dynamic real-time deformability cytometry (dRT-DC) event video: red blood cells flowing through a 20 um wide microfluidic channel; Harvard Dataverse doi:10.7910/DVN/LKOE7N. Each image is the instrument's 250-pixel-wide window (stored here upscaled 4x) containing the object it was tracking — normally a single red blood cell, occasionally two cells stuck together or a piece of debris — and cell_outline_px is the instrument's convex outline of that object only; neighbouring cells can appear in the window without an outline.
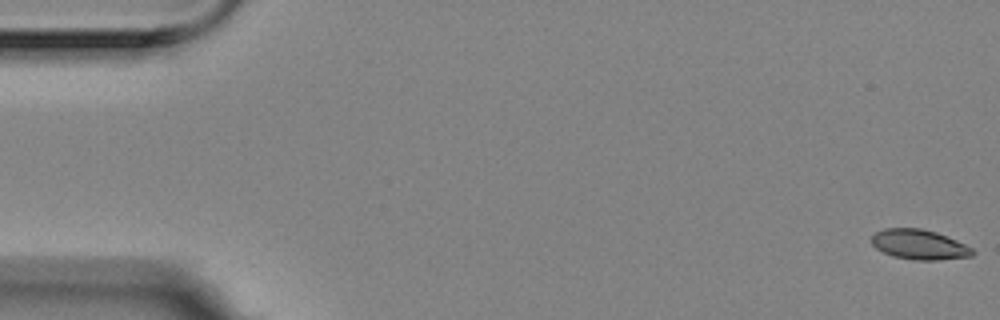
{"species": "Egyptian fruit bat (a non-hibernating species)", "species_latin": "Rousettus aegyptiacus", "temperature_condition": "room temperature", "stored_images_in_passage": 5, "camera_frame_rate_fps": 3000, "um_per_image_px": 0.085, "animal": {"sex": "female"}, "frame": {"image": 1, "passage_image": 1, "time_ms": 0.0, "image_size_px": [1000, 320], "cell_outline_px": [[976, 252], [972, 256], [940, 260], [912, 260], [892, 256], [876, 248], [872, 244], [872, 236], [876, 232], [884, 228], [920, 228], [936, 232], [956, 240], [972, 248]], "centroid_in_image_um": [78.14, 20.79], "position_along_channel_um": 6.9, "area_um2": 17.63}}